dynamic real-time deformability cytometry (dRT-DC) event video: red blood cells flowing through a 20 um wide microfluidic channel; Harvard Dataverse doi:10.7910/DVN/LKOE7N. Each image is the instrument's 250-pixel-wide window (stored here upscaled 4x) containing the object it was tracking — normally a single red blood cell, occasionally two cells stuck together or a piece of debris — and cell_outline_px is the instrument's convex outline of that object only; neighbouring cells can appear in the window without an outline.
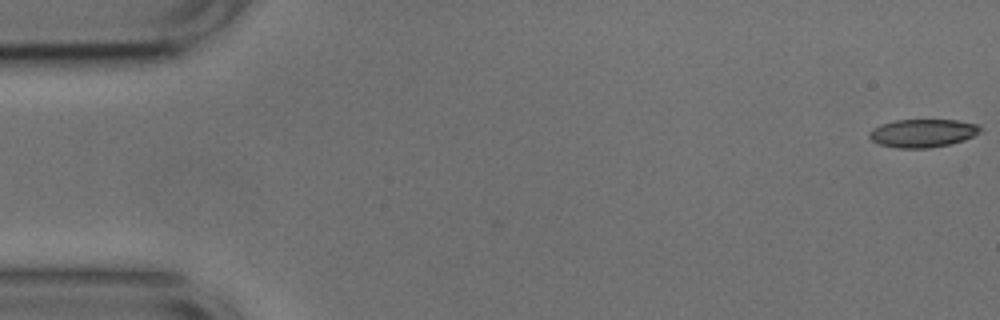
{"species": "common noctule bat (a hibernating species)", "species_latin": "Nyctalus noctula", "temperature_condition": "cold", "stored_images_in_passage": 53, "camera_frame_rate_fps": 3000, "um_per_image_px": 0.085, "animal": {"sex": "male", "body_mass_g": 17.9, "forearm_length_mm": 54.2}, "frame": {"image": 1, "passage_image": 1, "time_ms": 0.0, "image_size_px": [1000, 320], "cell_outline_px": [[984, 128], [980, 132], [964, 140], [948, 144], [928, 148], [896, 148], [880, 144], [872, 140], [868, 136], [868, 132], [872, 128], [880, 124], [896, 120], [956, 120], [976, 124]], "centroid_in_image_um": [78.41, 11.31], "position_along_channel_um": 6.6, "area_um2": 18.21}}
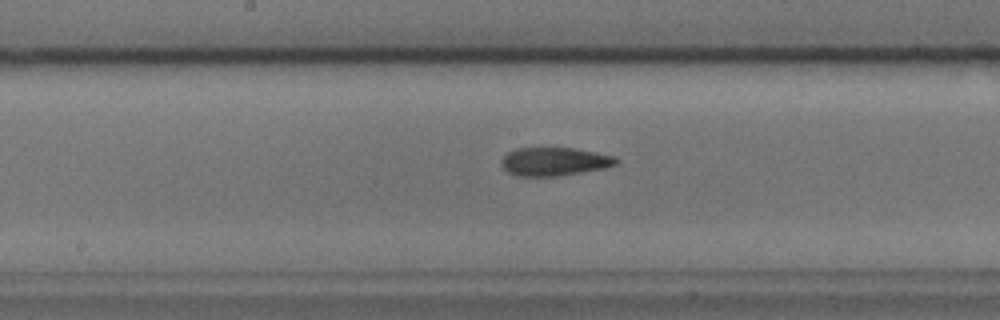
{"frame": {"image": 2, "passage_image": 27, "time_ms": 8.667, "image_size_px": [1000, 320], "cell_outline_px": [[620, 160], [616, 164], [604, 168], [560, 176], [516, 176], [508, 172], [500, 164], [504, 156], [508, 152], [516, 148], [572, 148], [596, 152], [612, 156]], "centroid_in_image_um": [47.1, 13.74], "position_along_channel_um": 201.1, "area_um2": 18.9}}
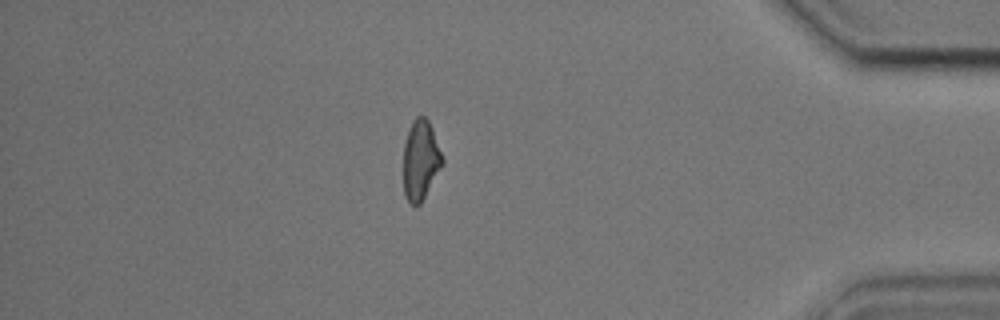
{"frame": {"image": 3, "passage_image": 46, "time_ms": 15.0, "image_size_px": [1000, 320], "cell_outline_px": [[444, 164], [420, 204], [416, 208], [404, 196], [404, 144], [408, 132], [416, 116], [424, 116], [428, 120], [432, 128], [444, 160]], "centroid_in_image_um": [35.76, 13.64], "position_along_channel_um": 399.4, "area_um2": 18.03}, "authors_computed_cell_mechanics": {"area_um2": 18.9006, "velocity_mm_per_s": 3.7542, "shape_relaxation_time_tau1_ms": 9.6159, "shape_relaxation_time_tau2_ms": 2.6382, "deformation_change_tau1": 0.2074, "deformation_change_tau2": 0.1076}}